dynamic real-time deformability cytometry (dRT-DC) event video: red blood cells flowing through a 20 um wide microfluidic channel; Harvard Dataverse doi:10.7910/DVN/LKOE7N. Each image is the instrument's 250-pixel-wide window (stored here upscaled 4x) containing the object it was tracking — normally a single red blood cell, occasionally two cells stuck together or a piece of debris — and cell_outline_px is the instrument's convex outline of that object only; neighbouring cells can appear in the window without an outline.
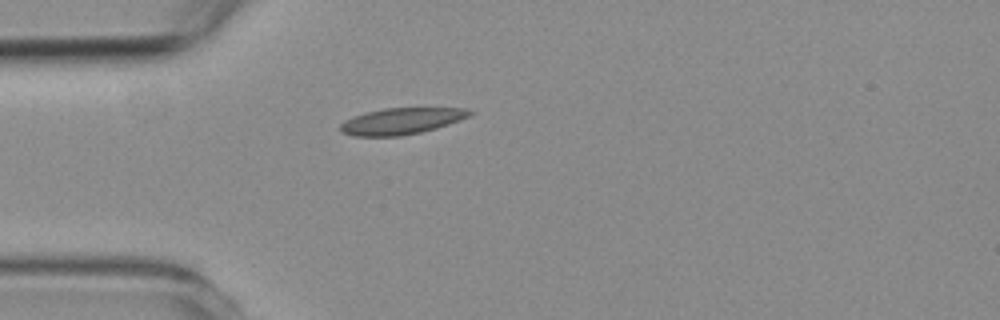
{"species": "common noctule bat (a hibernating species)", "species_latin": "Nyctalus noctula", "temperature_condition": "room temperature", "stored_images_in_passage": 34, "camera_frame_rate_fps": 3000, "um_per_image_px": 0.085, "animal": {"sex": "female", "body_mass_g": 19.3, "forearm_length_mm": 54.1}, "frame": {"image": 1, "passage_image": 1, "time_ms": 0.0, "image_size_px": [1000, 320], "cell_outline_px": [[472, 112], [468, 116], [460, 120], [436, 128], [420, 132], [400, 136], [352, 136], [340, 132], [340, 124], [344, 120], [352, 116], [364, 112], [384, 108], [464, 108]], "centroid_in_image_um": [34.04, 10.29], "position_along_channel_um": 51.0, "area_um2": 19.88}}
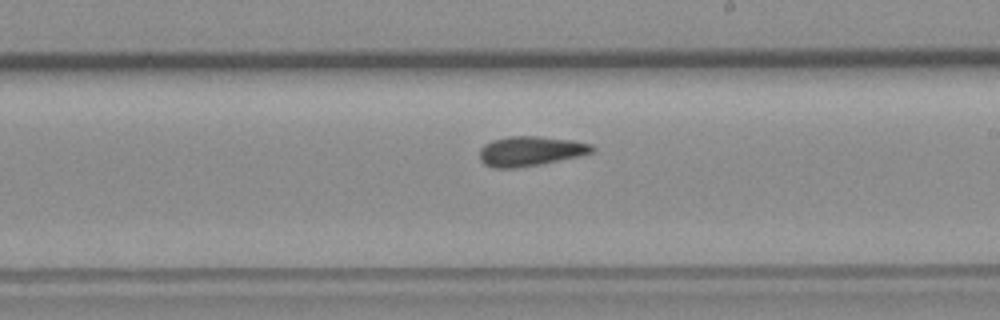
{"frame": {"image": 2, "passage_image": 17, "time_ms": 5.333, "image_size_px": [1000, 320], "cell_outline_px": [[596, 148], [592, 152], [580, 156], [540, 164], [512, 168], [492, 168], [484, 164], [480, 160], [480, 148], [484, 144], [492, 140], [508, 136], [540, 136], [572, 140], [592, 144]], "centroid_in_image_um": [45.08, 12.84], "position_along_channel_um": 243.9, "area_um2": 19.59}}
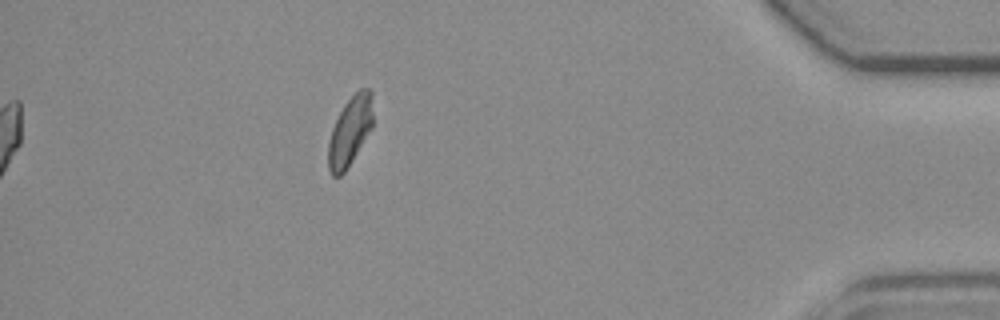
{"frame": {"image": 3, "passage_image": 34, "time_ms": 11.0, "image_size_px": [1000, 320], "cell_outline_px": [[372, 128], [344, 172], [340, 176], [332, 176], [328, 168], [328, 144], [332, 128], [344, 104], [360, 88], [368, 88], [372, 92]], "centroid_in_image_um": [29.74, 11.14], "position_along_channel_um": 405.5, "area_um2": 17.74}, "authors_computed_cell_mechanics": {"area_um2": 18.8139, "velocity_mm_per_s": 3.7988, "shape_relaxation_time_tau1_ms": 10.3673, "shape_relaxation_time_tau2_ms": 2.5025, "deformation_change_tau1": 0.1915, "deformation_change_tau2": 0.0684}}